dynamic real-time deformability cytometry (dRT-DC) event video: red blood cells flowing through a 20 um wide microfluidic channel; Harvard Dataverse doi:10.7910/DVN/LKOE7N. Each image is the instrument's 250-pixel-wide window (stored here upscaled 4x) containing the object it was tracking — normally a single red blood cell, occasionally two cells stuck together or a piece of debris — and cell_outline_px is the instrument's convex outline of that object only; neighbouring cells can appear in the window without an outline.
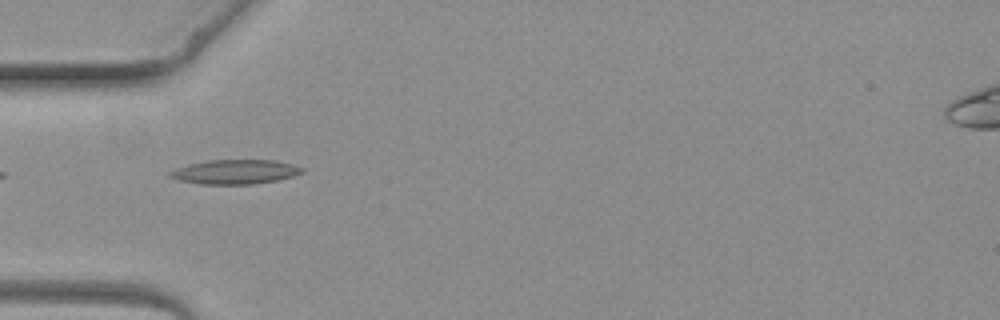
{"species": "common noctule bat (a hibernating species)", "species_latin": "Nyctalus noctula", "temperature_condition": "warm", "stored_images_in_passage": 4, "camera_frame_rate_fps": 3000, "um_per_image_px": 0.085, "animal": {"sex": "female", "body_mass_g": 19.3, "forearm_length_mm": 54.1}, "frame": {"image": 1, "passage_image": 4, "time_ms": 3.667, "image_size_px": [1000, 320], "cell_outline_px": [[304, 172], [292, 176], [276, 180], [252, 184], [200, 184], [180, 180], [168, 176], [168, 172], [176, 168], [188, 164], [208, 160], [276, 160], [292, 164], [304, 168]], "centroid_in_image_um": [19.97, 14.6], "position_along_channel_um": 65.0, "area_um2": 18.73}}